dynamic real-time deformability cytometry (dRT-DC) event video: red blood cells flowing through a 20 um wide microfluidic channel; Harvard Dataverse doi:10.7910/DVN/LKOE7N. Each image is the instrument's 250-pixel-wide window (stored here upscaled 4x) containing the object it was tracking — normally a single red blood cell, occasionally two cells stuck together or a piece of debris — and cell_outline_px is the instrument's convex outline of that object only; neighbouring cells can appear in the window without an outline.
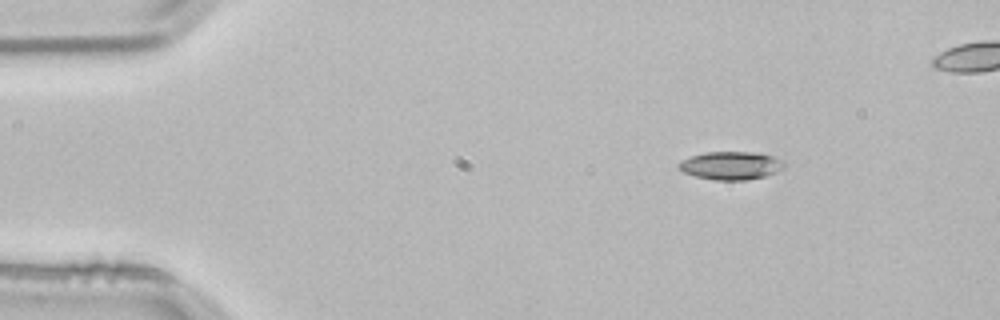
{"species": "common noctule bat (a hibernating species)", "species_latin": "Nyctalus noctula", "temperature_condition": "room temperature", "stored_images_in_passage": 43, "camera_frame_rate_fps": 3000, "um_per_image_px": 0.085, "animal": {"sex": "male", "body_mass_g": 21.5, "forearm_length_mm": 52.0}, "frame": {"image": 1, "passage_image": 1, "time_ms": 0.0, "image_size_px": [1000, 320], "cell_outline_px": [[784, 168], [776, 172], [764, 176], [744, 180], [716, 180], [696, 176], [684, 172], [680, 168], [680, 164], [684, 160], [692, 156], [704, 152], [752, 152], [772, 156], [784, 164]], "centroid_in_image_um": [62.14, 14.07], "position_along_channel_um": 22.9, "area_um2": 16.76}}
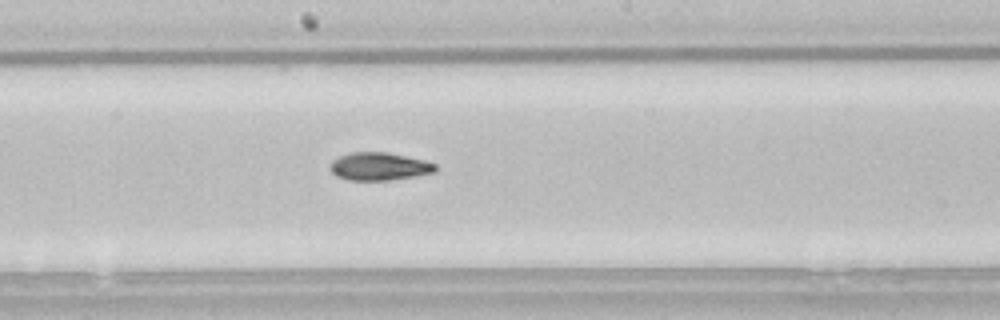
{"frame": {"image": 2, "passage_image": 22, "time_ms": 7.0, "image_size_px": [1000, 320], "cell_outline_px": [[436, 172], [388, 180], [348, 180], [336, 176], [328, 168], [332, 160], [340, 156], [352, 152], [388, 152], [424, 160], [436, 164]], "centroid_in_image_um": [32.2, 14.14], "position_along_channel_um": 216.0, "area_um2": 17.05}}
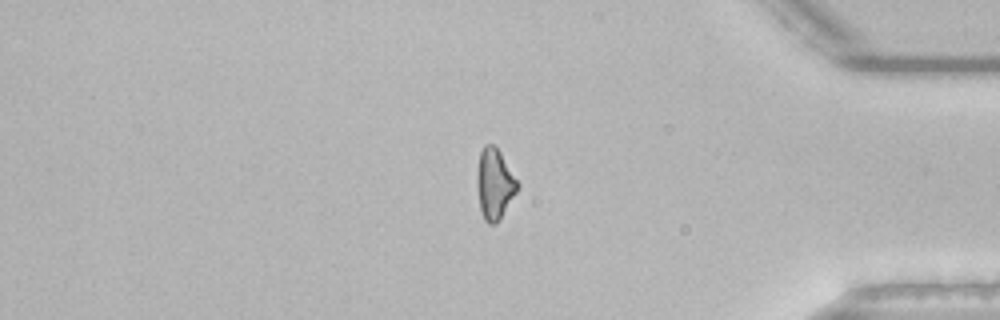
{"frame": {"image": 3, "passage_image": 38, "time_ms": 12.333, "image_size_px": [1000, 320], "cell_outline_px": [[520, 184], [516, 192], [496, 224], [488, 224], [484, 220], [480, 208], [476, 184], [476, 172], [480, 152], [484, 144], [492, 144], [500, 152]], "centroid_in_image_um": [42.01, 15.62], "position_along_channel_um": 393.2, "area_um2": 16.59}}